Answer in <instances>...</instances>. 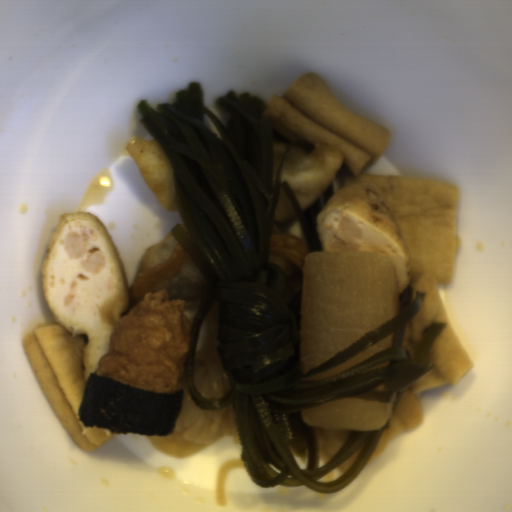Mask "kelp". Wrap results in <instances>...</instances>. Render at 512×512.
Instances as JSON below:
<instances>
[{
    "mask_svg": "<svg viewBox=\"0 0 512 512\" xmlns=\"http://www.w3.org/2000/svg\"><path fill=\"white\" fill-rule=\"evenodd\" d=\"M184 391L152 392L90 373L79 407L82 427L110 434L172 435L183 405Z\"/></svg>",
    "mask_w": 512,
    "mask_h": 512,
    "instance_id": "kelp-2",
    "label": "kelp"
},
{
    "mask_svg": "<svg viewBox=\"0 0 512 512\" xmlns=\"http://www.w3.org/2000/svg\"><path fill=\"white\" fill-rule=\"evenodd\" d=\"M214 105L225 125L205 106L203 86L190 81L173 102L154 108L137 103L139 123L160 146L171 168L181 221L171 233L202 277L190 320L185 377L192 402L204 411L232 404L241 461L262 489L305 486L333 494L353 482L372 457L389 420L352 431L319 467L315 427L301 410L345 398L395 405L405 389L433 367L430 348L448 323L431 322L413 357L403 348L407 322L427 293H402L400 312L345 349L304 373L300 347L303 271L285 273L270 263V240L281 188L295 213L309 253L324 251L316 215L334 195L333 180L303 210L281 181L291 146L313 152L315 144L273 115L249 93L228 90ZM217 300L216 350L230 381L227 395L202 397L193 379L202 324ZM319 467V468H318Z\"/></svg>",
    "mask_w": 512,
    "mask_h": 512,
    "instance_id": "kelp-1",
    "label": "kelp"
}]
</instances>
